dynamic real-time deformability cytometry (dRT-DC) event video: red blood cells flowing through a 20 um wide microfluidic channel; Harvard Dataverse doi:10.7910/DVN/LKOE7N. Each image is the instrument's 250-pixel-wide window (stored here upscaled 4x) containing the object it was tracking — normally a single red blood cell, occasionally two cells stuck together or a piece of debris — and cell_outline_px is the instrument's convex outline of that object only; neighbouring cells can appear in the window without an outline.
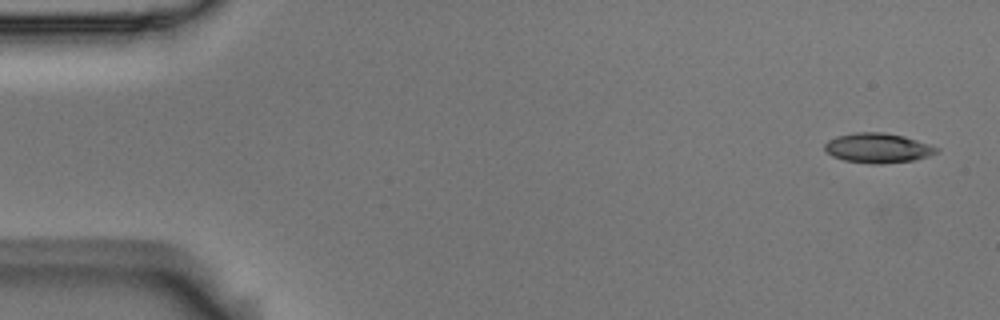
{"species": "Egyptian fruit bat (a non-hibernating species)", "species_latin": "Rousettus aegyptiacus", "temperature_condition": "room temperature", "stored_images_in_passage": 5, "camera_frame_rate_fps": 3000, "um_per_image_px": 0.085, "animal": {"sex": "male"}, "frame": {"image": 1, "passage_image": 1, "time_ms": 0.0, "image_size_px": [1000, 320], "cell_outline_px": [[940, 148], [936, 152], [928, 156], [912, 160], [880, 164], [872, 164], [844, 160], [832, 156], [824, 148], [824, 144], [828, 140], [836, 136], [856, 132], [884, 132], [904, 136]], "centroid_in_image_um": [74.58, 12.57], "position_along_channel_um": 10.4, "area_um2": 19.25}}
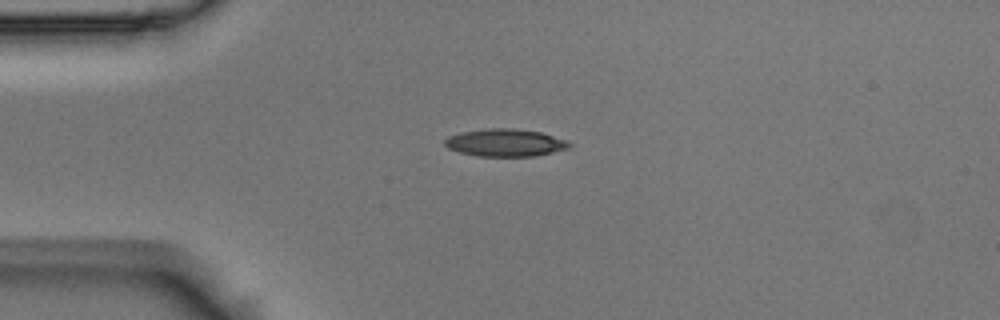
{"frame": {"image": 2, "passage_image": 4, "time_ms": 1.0, "image_size_px": [1000, 320], "cell_outline_px": [[572, 144], [568, 148], [536, 156], [476, 156], [460, 152], [448, 148], [444, 144], [444, 140], [448, 136], [464, 132], [488, 128], [516, 128], [540, 132], [568, 140]], "centroid_in_image_um": [42.96, 12.13], "position_along_channel_um": 42.0, "area_um2": 19.94}}